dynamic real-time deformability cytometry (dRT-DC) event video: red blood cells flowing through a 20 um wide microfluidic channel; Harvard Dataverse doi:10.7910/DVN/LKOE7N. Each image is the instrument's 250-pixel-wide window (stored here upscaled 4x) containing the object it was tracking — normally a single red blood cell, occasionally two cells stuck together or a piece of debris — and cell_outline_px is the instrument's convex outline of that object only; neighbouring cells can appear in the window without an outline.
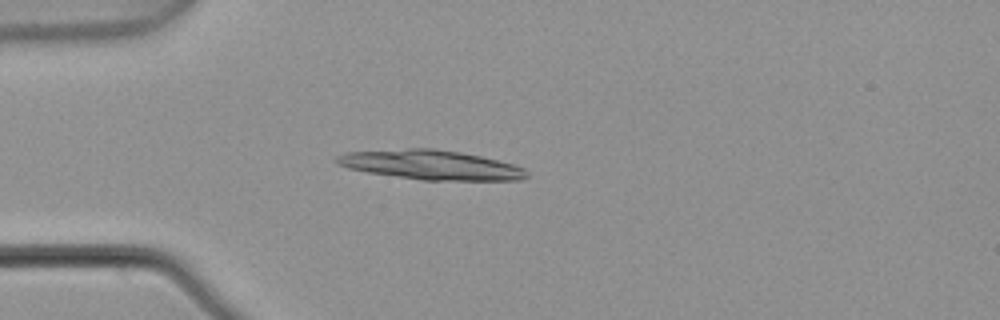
{"species": "common noctule bat (a hibernating species)", "species_latin": "Nyctalus noctula", "temperature_condition": "warm", "stored_images_in_passage": 4, "camera_frame_rate_fps": 3000, "um_per_image_px": 0.085, "animal": {"sex": "male", "body_mass_g": 21.5, "forearm_length_mm": 52.0}, "frame": {"image": 1, "passage_image": 4, "time_ms": 1.0, "image_size_px": [1000, 320], "cell_outline_px": [[528, 176], [520, 180], [424, 180], [368, 172], [348, 168], [336, 164], [336, 156], [344, 152], [408, 148], [432, 148], [460, 152], [480, 156], [512, 164], [524, 168], [528, 172]], "centroid_in_image_um": [36.6, 14.01], "position_along_channel_um": 48.4, "area_um2": 32.48}}